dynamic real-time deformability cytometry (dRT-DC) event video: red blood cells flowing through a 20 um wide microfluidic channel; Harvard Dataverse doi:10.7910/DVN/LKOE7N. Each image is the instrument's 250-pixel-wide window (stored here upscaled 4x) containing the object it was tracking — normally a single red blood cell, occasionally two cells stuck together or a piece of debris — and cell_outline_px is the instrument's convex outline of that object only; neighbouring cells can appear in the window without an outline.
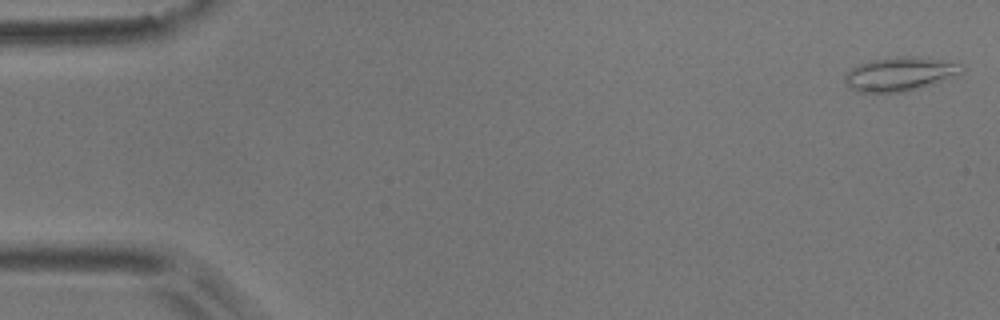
{"species": "common noctule bat (a hibernating species)", "species_latin": "Nyctalus noctula", "temperature_condition": "room temperature", "stored_images_in_passage": 53, "camera_frame_rate_fps": 3000, "um_per_image_px": 0.085, "animal": {"sex": "male", "body_mass_g": 17.9}, "frame": {"image": 1, "passage_image": 1, "time_ms": 0.0, "image_size_px": [1000, 320], "cell_outline_px": [[964, 72], [960, 76], [920, 88], [904, 92], [860, 92], [852, 88], [844, 80], [844, 76], [852, 68], [860, 64], [872, 60], [896, 56], [916, 56], [940, 60], [960, 64], [964, 68]], "centroid_in_image_um": [76.56, 6.29], "position_along_channel_um": 8.4, "area_um2": 23.12}}
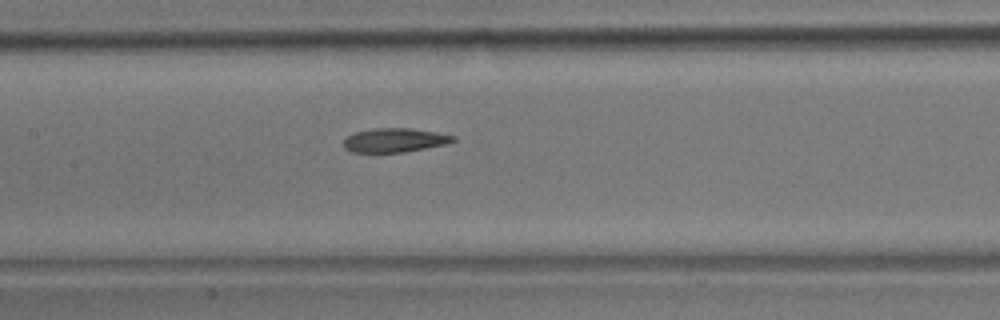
{"frame": {"image": 2, "passage_image": 25, "time_ms": 8.0, "image_size_px": [1000, 320], "cell_outline_px": [[456, 140], [448, 144], [404, 152], [348, 152], [344, 148], [344, 140], [348, 136], [356, 132], [372, 128], [412, 128], [436, 132], [456, 136]], "centroid_in_image_um": [33.57, 11.91], "position_along_channel_um": 173.8, "area_um2": 15.43}}
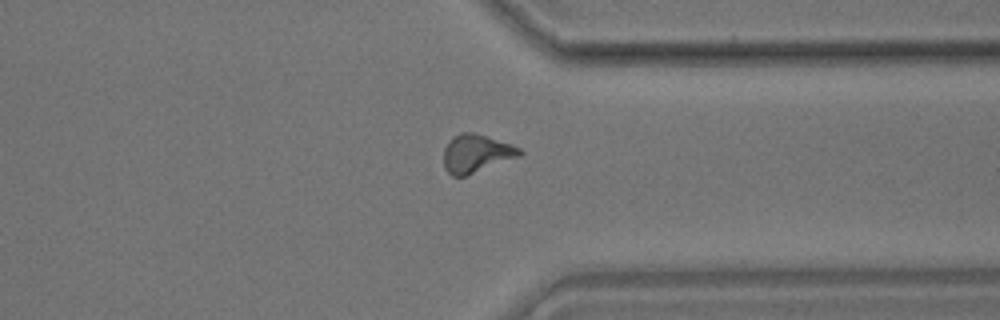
{"frame": {"image": 3, "passage_image": 41, "time_ms": 13.333, "image_size_px": [1000, 320], "cell_outline_px": [[524, 152], [520, 156], [464, 176], [452, 176], [444, 168], [444, 148], [460, 132], [472, 132], [512, 144], [520, 148]], "centroid_in_image_um": [40.5, 13.05], "position_along_channel_um": 370.9, "area_um2": 16.53}, "authors_computed_cell_mechanics": {"area_um2": 16.184, "velocity_mm_per_s": 3.7339, "shape_relaxation_time_tau1_ms": null, "shape_relaxation_time_tau2_ms": 4.2813, "deformation_change_tau1": null, "deformation_change_tau2": 0.1366}}